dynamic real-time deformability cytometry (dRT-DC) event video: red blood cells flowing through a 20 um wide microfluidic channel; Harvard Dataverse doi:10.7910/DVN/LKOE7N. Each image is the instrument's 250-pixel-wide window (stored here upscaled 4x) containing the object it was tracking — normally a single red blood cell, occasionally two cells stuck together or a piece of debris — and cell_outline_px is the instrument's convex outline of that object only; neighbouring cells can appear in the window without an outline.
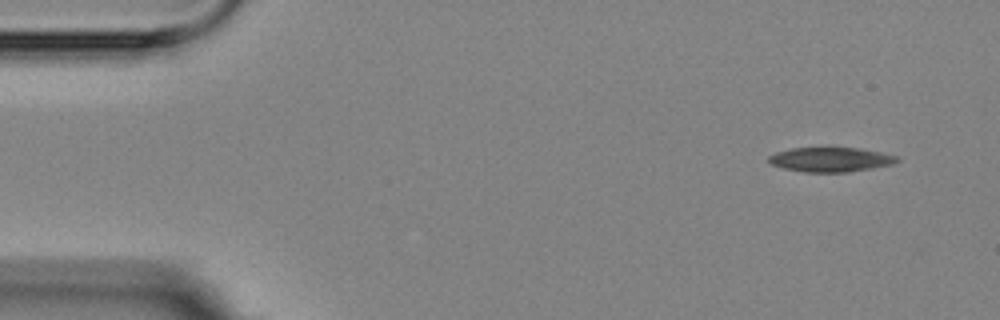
{"species": "Egyptian fruit bat (a non-hibernating species)", "species_latin": "Rousettus aegyptiacus", "temperature_condition": "room temperature", "stored_images_in_passage": 4, "camera_frame_rate_fps": 3000, "um_per_image_px": 0.085, "animal": {"sex": "female"}, "frame": {"image": 1, "passage_image": 1, "time_ms": 0.0, "image_size_px": [1000, 320], "cell_outline_px": [[900, 160], [892, 164], [872, 168], [848, 172], [804, 172], [784, 168], [772, 164], [768, 160], [768, 156], [776, 152], [792, 148], [828, 144], [860, 148], [880, 152], [896, 156]], "centroid_in_image_um": [70.58, 13.5], "position_along_channel_um": 14.4, "area_um2": 19.13}}
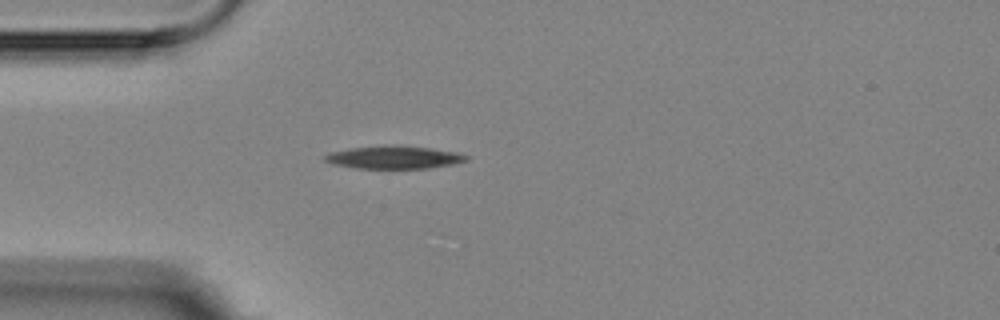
{"frame": {"image": 2, "passage_image": 4, "time_ms": 3.667, "image_size_px": [1000, 320], "cell_outline_px": [[468, 160], [452, 164], [428, 168], [356, 168], [332, 164], [324, 160], [324, 156], [328, 152], [352, 148], [384, 144], [396, 144], [432, 148], [456, 152], [468, 156]], "centroid_in_image_um": [33.46, 13.35], "position_along_channel_um": 51.5, "area_um2": 19.02}}